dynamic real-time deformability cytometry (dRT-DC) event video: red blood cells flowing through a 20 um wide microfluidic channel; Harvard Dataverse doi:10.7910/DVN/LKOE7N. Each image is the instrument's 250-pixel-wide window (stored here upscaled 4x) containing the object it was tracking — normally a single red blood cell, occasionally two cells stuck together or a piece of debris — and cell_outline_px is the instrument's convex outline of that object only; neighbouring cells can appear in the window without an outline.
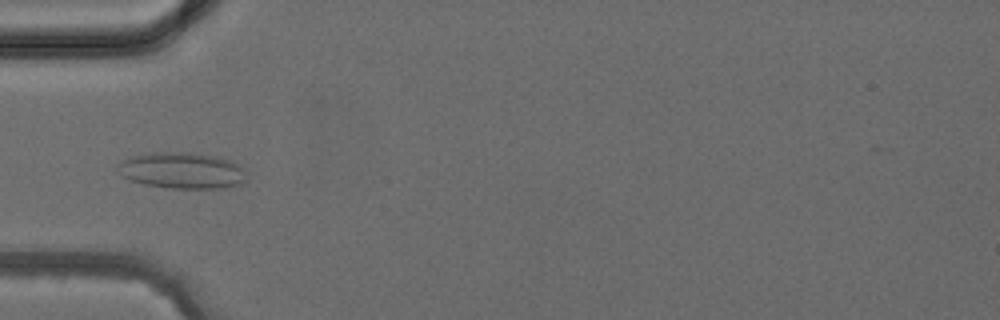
{"species": "common noctule bat (a hibernating species)", "species_latin": "Nyctalus noctula", "temperature_condition": "cold", "stored_images_in_passage": 4, "camera_frame_rate_fps": 3000, "um_per_image_px": 0.085, "animal": {"sex": "female", "body_mass_g": 24.6, "forearm_length_mm": 56.2}, "frame": {"image": 1, "passage_image": 3, "time_ms": 2.333, "image_size_px": [1000, 320], "cell_outline_px": [[244, 184], [220, 188], [172, 188], [144, 184], [132, 180], [116, 172], [116, 168], [120, 160], [132, 156], [152, 152], [188, 152], [220, 156], [232, 160], [244, 172]], "centroid_in_image_um": [15.44, 14.48], "position_along_channel_um": 69.6, "area_um2": 27.28}}